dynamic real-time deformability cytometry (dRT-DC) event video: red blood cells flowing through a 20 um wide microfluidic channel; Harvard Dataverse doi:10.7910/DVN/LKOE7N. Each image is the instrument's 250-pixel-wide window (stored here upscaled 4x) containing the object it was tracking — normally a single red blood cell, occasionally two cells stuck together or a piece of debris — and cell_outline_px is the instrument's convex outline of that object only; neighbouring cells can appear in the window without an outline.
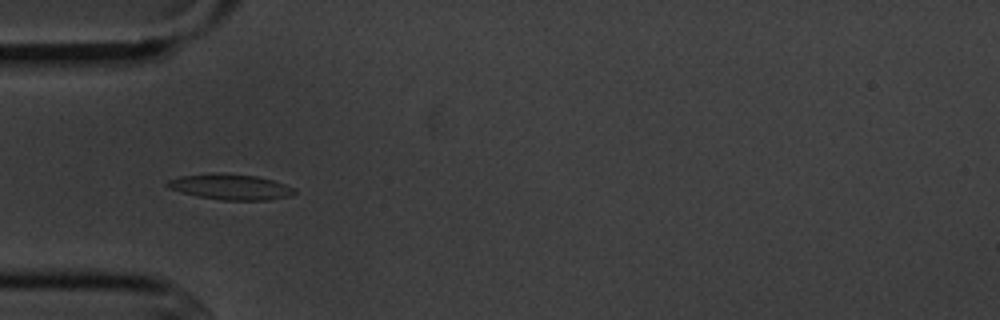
{"species": "common noctule bat (a hibernating species)", "species_latin": "Nyctalus noctula", "temperature_condition": "cold", "stored_images_in_passage": 6, "camera_frame_rate_fps": 3000, "um_per_image_px": 0.085, "animal": {"sex": "male", "body_mass_g": 20.1, "forearm_length_mm": 53.5}, "frame": {"image": 1, "passage_image": 4, "time_ms": 3.667, "image_size_px": [1000, 320], "cell_outline_px": [[296, 192], [292, 196], [268, 200], [220, 200], [200, 196], [168, 188], [164, 184], [168, 180], [180, 176], [212, 172], [224, 172], [256, 176], [272, 180], [296, 188]], "centroid_in_image_um": [19.61, 15.87], "position_along_channel_um": 65.4, "area_um2": 19.13}}
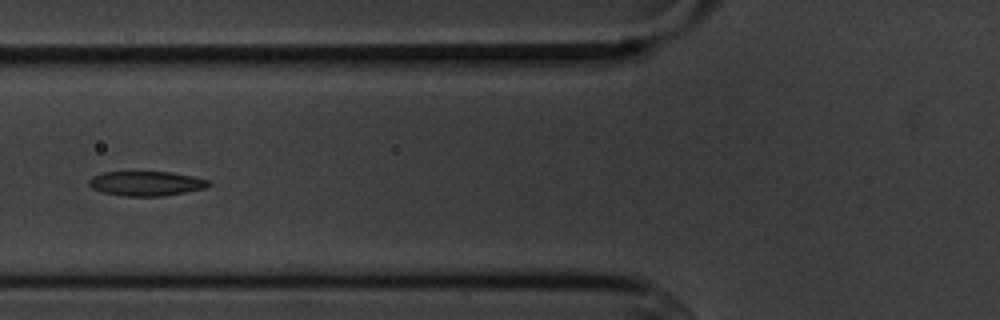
{"frame": {"image": 2, "passage_image": 5, "time_ms": 5.0, "image_size_px": [1000, 320], "cell_outline_px": [[212, 184], [204, 188], [164, 196], [124, 196], [100, 192], [92, 188], [88, 184], [88, 180], [92, 176], [104, 172], [172, 172], [192, 176], [208, 180]], "centroid_in_image_um": [12.39, 15.6], "position_along_channel_um": 113.4, "area_um2": 17.17}}
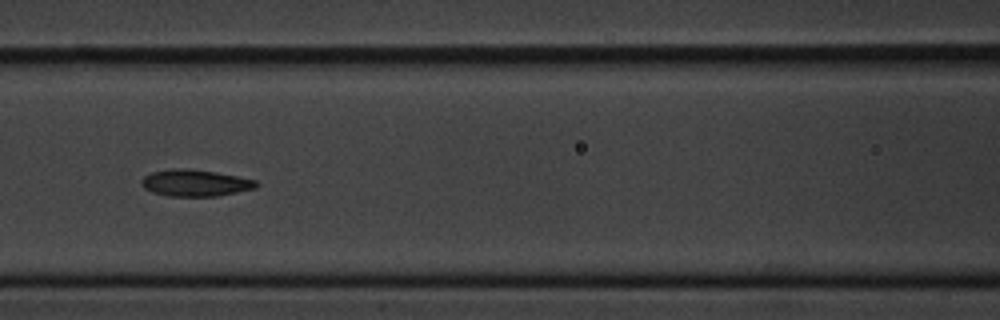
{"frame": {"image": 3, "passage_image": 6, "time_ms": 6.0, "image_size_px": [1000, 320], "cell_outline_px": [[260, 184], [256, 188], [216, 196], [168, 196], [152, 192], [144, 188], [140, 184], [140, 180], [144, 176], [152, 172], [176, 168], [188, 168], [216, 172], [256, 180]], "centroid_in_image_um": [16.57, 15.55], "position_along_channel_um": 150.0, "area_um2": 17.86}}